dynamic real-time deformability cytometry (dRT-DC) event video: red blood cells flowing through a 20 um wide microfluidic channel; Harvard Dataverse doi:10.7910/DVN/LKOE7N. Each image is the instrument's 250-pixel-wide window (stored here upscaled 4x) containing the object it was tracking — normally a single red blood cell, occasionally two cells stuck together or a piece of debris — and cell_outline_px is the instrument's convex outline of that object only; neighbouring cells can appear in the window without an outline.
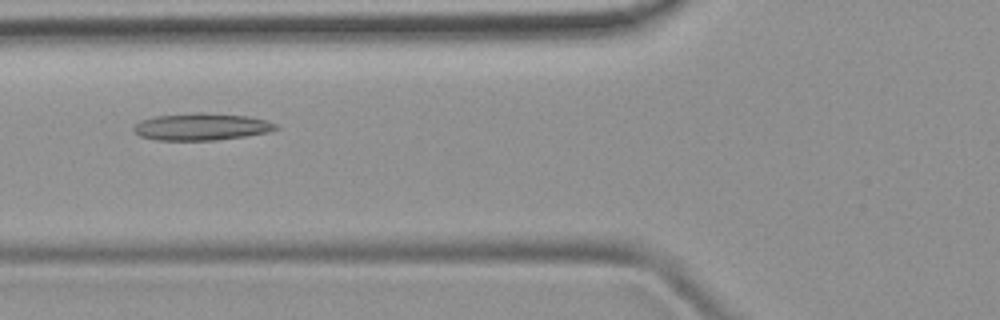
{"species": "common noctule bat (a hibernating species)", "species_latin": "Nyctalus noctula", "temperature_condition": "room temperature", "stored_images_in_passage": 3, "camera_frame_rate_fps": 3000, "um_per_image_px": 0.085, "animal": {"sex": "female", "body_mass_g": 19.9}, "frame": {"image": 1, "passage_image": 3, "time_ms": 2.333, "image_size_px": [1000, 320], "cell_outline_px": [[276, 128], [268, 132], [244, 136], [216, 140], [156, 140], [140, 136], [132, 128], [140, 120], [156, 116], [192, 112], [204, 112], [248, 116], [264, 120], [276, 124]], "centroid_in_image_um": [17.08, 10.76], "position_along_channel_um": 108.7, "area_um2": 22.31}}